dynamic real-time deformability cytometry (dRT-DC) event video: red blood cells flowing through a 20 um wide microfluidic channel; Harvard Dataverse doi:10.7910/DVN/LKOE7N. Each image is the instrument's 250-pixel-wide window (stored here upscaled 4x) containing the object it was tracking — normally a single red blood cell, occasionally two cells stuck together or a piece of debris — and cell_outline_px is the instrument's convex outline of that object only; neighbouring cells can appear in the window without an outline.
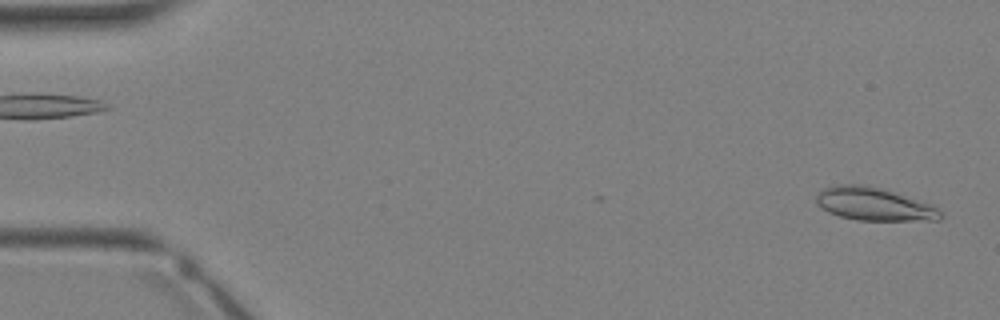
{"species": "Egyptian fruit bat (a non-hibernating species)", "species_latin": "Rousettus aegyptiacus", "temperature_condition": "warm", "stored_images_in_passage": 35, "segment_of_instrument_passage": [1, 2], "camera_frame_rate_fps": 3000, "um_per_image_px": 0.085, "animal": {"sex": "female"}, "frame": {"image": 1, "passage_image": 1, "time_ms": 0.0, "image_size_px": [1000, 320], "cell_outline_px": [[944, 216], [940, 220], [856, 220], [840, 216], [828, 212], [816, 204], [816, 196], [824, 188], [832, 184], [868, 184], [928, 204], [936, 208]], "centroid_in_image_um": [74.22, 17.34], "position_along_channel_um": 10.8, "area_um2": 23.64}}
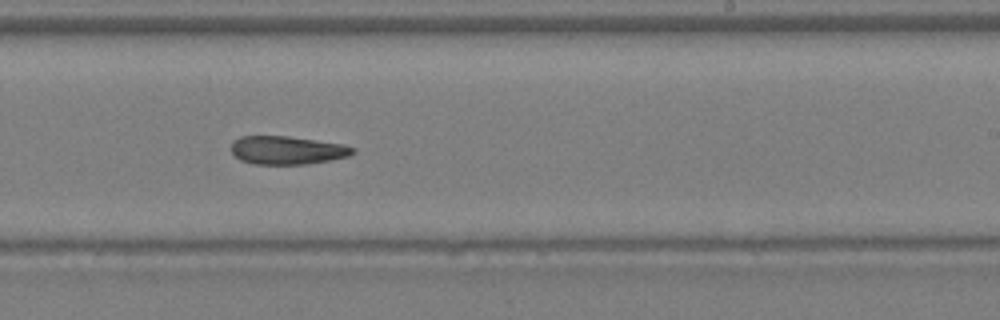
{"frame": {"image": 2, "passage_image": 21, "time_ms": 6.667, "image_size_px": [1000, 320], "cell_outline_px": [[356, 152], [348, 156], [332, 160], [308, 164], [256, 164], [240, 160], [232, 152], [232, 140], [240, 136], [288, 136], [344, 144], [356, 148]], "centroid_in_image_um": [24.44, 12.76], "position_along_channel_um": 264.6, "area_um2": 20.17}}
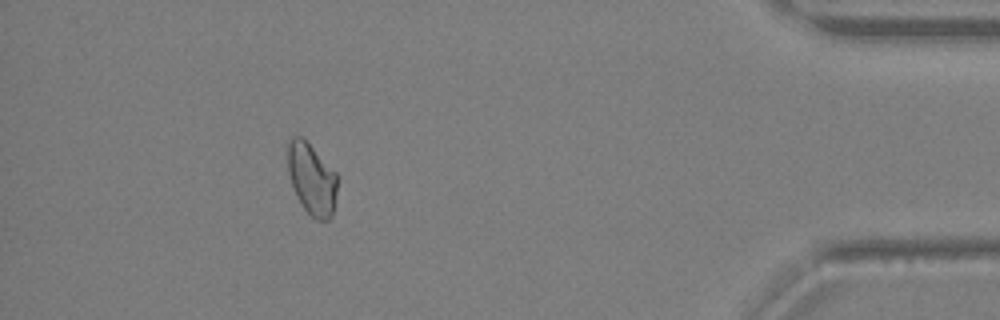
{"frame": {"image": 3, "passage_image": 31, "time_ms": 10.0, "image_size_px": [1000, 320], "cell_outline_px": [[336, 192], [332, 216], [328, 220], [316, 220], [304, 208], [292, 184], [288, 172], [288, 140], [292, 136], [300, 136], [336, 172]], "centroid_in_image_um": [26.49, 15.21], "position_along_channel_um": 408.7, "area_um2": 20.06}}